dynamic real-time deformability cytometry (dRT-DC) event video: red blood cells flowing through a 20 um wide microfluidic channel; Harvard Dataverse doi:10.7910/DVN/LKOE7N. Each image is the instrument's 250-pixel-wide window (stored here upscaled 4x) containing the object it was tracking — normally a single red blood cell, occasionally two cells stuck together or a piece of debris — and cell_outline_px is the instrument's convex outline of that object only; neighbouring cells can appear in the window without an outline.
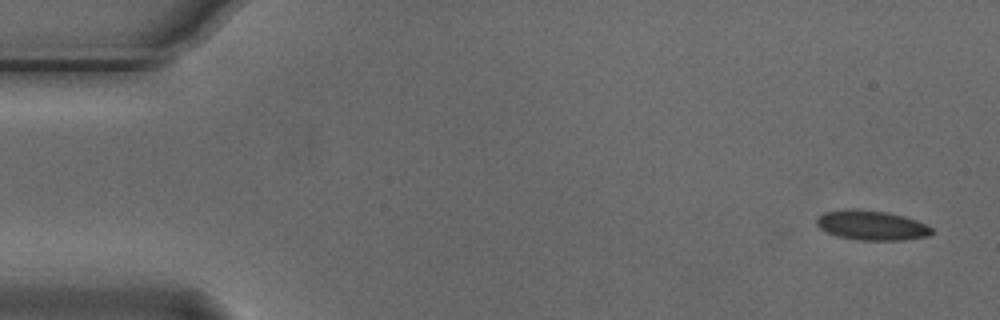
{"species": "Egyptian fruit bat (a non-hibernating species)", "species_latin": "Rousettus aegyptiacus", "temperature_condition": "cold", "stored_images_in_passage": 4, "camera_frame_rate_fps": 3000, "um_per_image_px": 0.085, "animal": {"sex": "male"}, "frame": {"image": 1, "passage_image": 1, "time_ms": 0.0, "image_size_px": [1000, 320], "cell_outline_px": [[932, 232], [928, 236], [904, 240], [856, 240], [836, 236], [820, 228], [816, 224], [816, 220], [824, 212], [848, 208], [852, 208], [888, 212], [904, 216], [916, 220], [932, 228]], "centroid_in_image_um": [74.07, 19.15], "position_along_channel_um": 10.9, "area_um2": 19.94}}
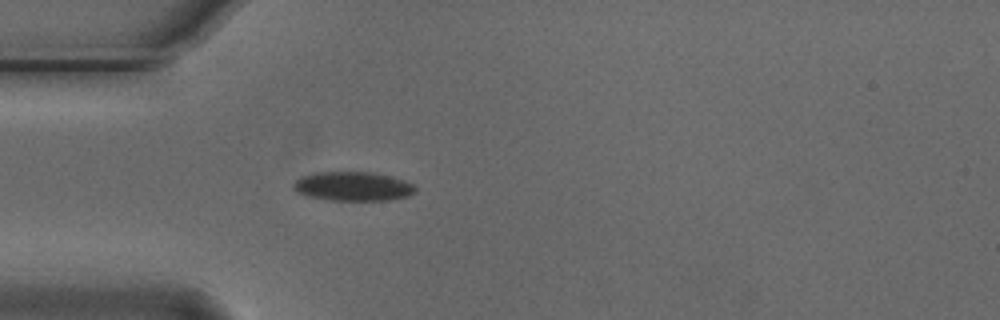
{"frame": {"image": 2, "passage_image": 4, "time_ms": 1.0, "image_size_px": [1000, 320], "cell_outline_px": [[416, 192], [408, 196], [388, 200], [332, 200], [308, 196], [296, 192], [292, 188], [292, 184], [300, 176], [316, 172], [372, 172], [392, 176], [404, 180], [412, 184], [416, 188]], "centroid_in_image_um": [29.99, 15.83], "position_along_channel_um": 55.0, "area_um2": 20.81}}